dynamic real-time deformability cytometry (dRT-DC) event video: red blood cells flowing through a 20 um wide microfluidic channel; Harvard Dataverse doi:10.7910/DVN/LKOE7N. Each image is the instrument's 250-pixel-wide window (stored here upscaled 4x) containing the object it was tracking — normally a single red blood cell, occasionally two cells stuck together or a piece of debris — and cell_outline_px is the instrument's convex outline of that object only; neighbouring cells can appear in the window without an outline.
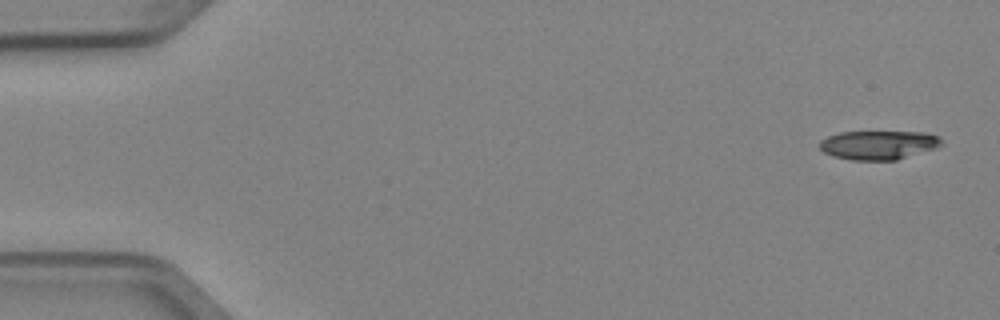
{"species": "Egyptian fruit bat (a non-hibernating species)", "species_latin": "Rousettus aegyptiacus", "temperature_condition": "cold", "stored_images_in_passage": 6, "camera_frame_rate_fps": 3000, "um_per_image_px": 0.085, "animal": {"sex": "female"}, "frame": {"image": 1, "passage_image": 1, "time_ms": 0.0, "image_size_px": [1000, 320], "cell_outline_px": [[944, 144], [936, 148], [896, 160], [852, 160], [832, 156], [824, 152], [820, 148], [820, 140], [828, 136], [840, 132], [924, 132], [940, 136]], "centroid_in_image_um": [74.7, 12.32], "position_along_channel_um": 10.3, "area_um2": 20.63}}
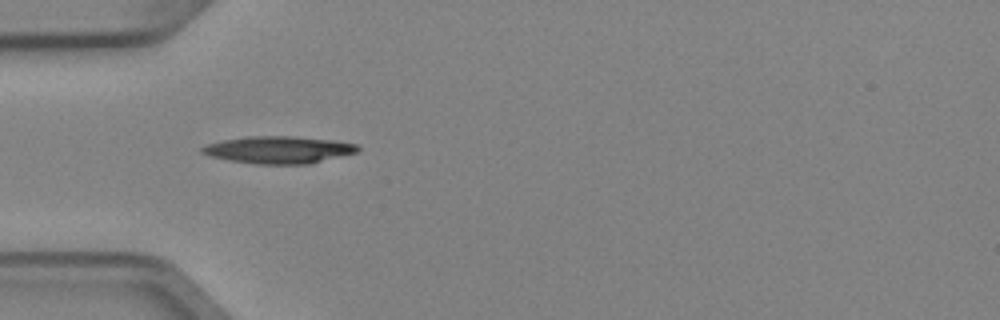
{"frame": {"image": 2, "passage_image": 5, "time_ms": 1.333, "image_size_px": [1000, 320], "cell_outline_px": [[360, 152], [308, 164], [256, 164], [228, 160], [212, 156], [200, 152], [200, 148], [208, 144], [224, 140], [248, 136], [292, 136], [332, 140], [356, 144], [360, 148]], "centroid_in_image_um": [23.72, 12.73], "position_along_channel_um": 61.3, "area_um2": 24.62}}
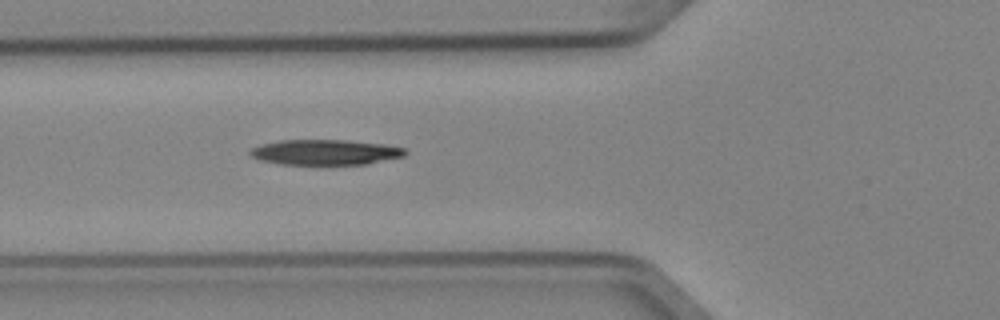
{"frame": {"image": 3, "passage_image": 6, "time_ms": 1.667, "image_size_px": [1000, 320], "cell_outline_px": [[408, 152], [404, 156], [368, 164], [280, 164], [260, 160], [252, 156], [248, 152], [252, 148], [260, 144], [280, 140], [348, 140], [384, 144], [404, 148]], "centroid_in_image_um": [27.65, 12.93], "position_along_channel_um": 98.2, "area_um2": 22.89}}